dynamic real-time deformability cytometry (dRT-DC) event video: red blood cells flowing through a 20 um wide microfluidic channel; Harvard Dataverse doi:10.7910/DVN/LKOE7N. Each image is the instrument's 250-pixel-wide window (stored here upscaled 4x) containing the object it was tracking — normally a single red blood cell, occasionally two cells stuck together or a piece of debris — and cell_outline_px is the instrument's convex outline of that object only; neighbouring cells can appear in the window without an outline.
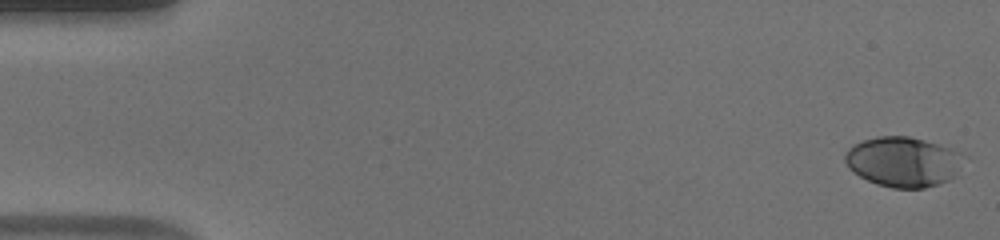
{"species": "human", "species_latin": "Homo sapiens", "temperature_condition": "warm", "stored_images_in_passage": 53, "camera_frame_rate_fps": 3000, "um_per_image_px": 0.085, "donor": {"sex": "male"}, "frame": {"image": 1, "passage_image": 1, "time_ms": 0.0, "image_size_px": [1000, 240], "cell_outline_px": [[968, 156], [956, 176], [948, 180], [924, 188], [892, 188], [876, 184], [852, 172], [848, 168], [844, 160], [844, 152], [852, 144], [876, 136], [908, 136], [924, 140], [952, 148]], "centroid_in_image_um": [76.79, 13.74], "position_along_channel_um": 8.2, "area_um2": 35.14}}
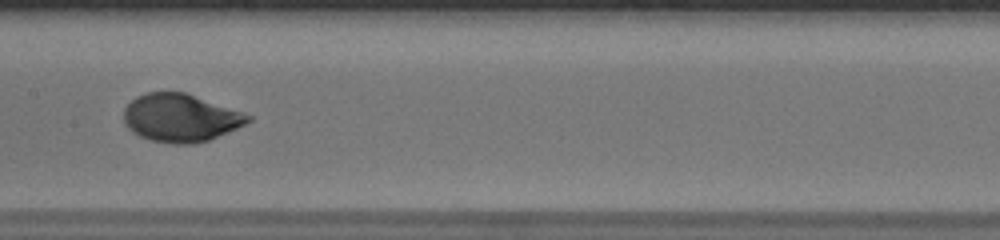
{"frame": {"image": 2, "passage_image": 27, "time_ms": 8.667, "image_size_px": [1000, 240], "cell_outline_px": [[252, 120], [228, 132], [208, 140], [192, 144], [172, 144], [152, 140], [140, 136], [132, 132], [124, 124], [124, 108], [136, 96], [144, 92], [184, 92], [244, 112], [252, 116]], "centroid_in_image_um": [15.33, 10.01], "position_along_channel_um": 192.1, "area_um2": 34.68}}
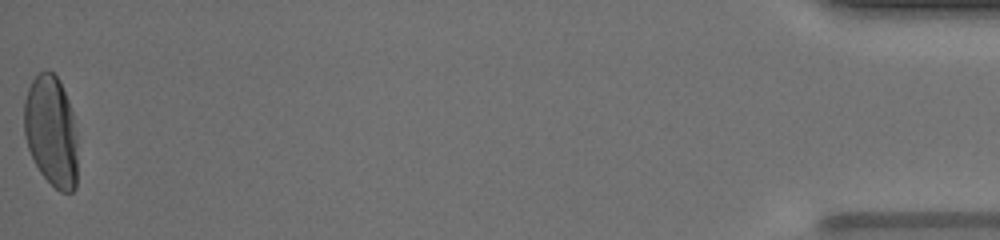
{"frame": {"image": 3, "passage_image": 53, "time_ms": 17.333, "image_size_px": [1000, 240], "cell_outline_px": [[76, 188], [72, 192], [60, 192], [40, 172], [28, 148], [24, 136], [24, 100], [28, 88], [32, 80], [44, 68], [48, 68], [60, 80], [68, 100], [72, 112], [76, 132]], "centroid_in_image_um": [4.34, 11.11], "position_along_channel_um": 430.9, "area_um2": 34.68}, "authors_computed_cell_mechanics": {"area_um2": 34.391, "velocity_mm_per_s": 3.8939, "shape_relaxation_time_tau1_ms": 3.9813, "shape_relaxation_time_tau2_ms": null, "deformation_change_tau1": 0.2082, "deformation_change_tau2": null}}